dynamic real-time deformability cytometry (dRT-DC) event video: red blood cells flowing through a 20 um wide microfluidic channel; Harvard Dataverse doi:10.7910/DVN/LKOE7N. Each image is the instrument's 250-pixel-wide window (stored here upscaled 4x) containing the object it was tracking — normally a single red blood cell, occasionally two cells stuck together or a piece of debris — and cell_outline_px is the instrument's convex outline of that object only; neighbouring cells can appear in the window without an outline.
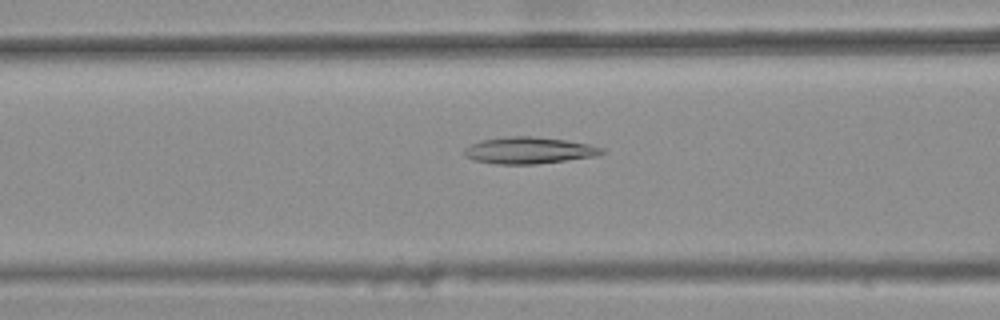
{"species": "common noctule bat (a hibernating species)", "species_latin": "Nyctalus noctula", "temperature_condition": "warm", "stored_images_in_passage": 38, "camera_frame_rate_fps": 3000, "um_per_image_px": 0.085, "animal": {"sex": "female", "body_mass_g": 25.1}, "frame": {"image": 1, "passage_image": 12, "time_ms": 3.667, "image_size_px": [1000, 320], "cell_outline_px": [[608, 152], [600, 156], [536, 164], [496, 164], [472, 160], [464, 156], [464, 148], [480, 140], [508, 136], [532, 136], [564, 140], [588, 144], [604, 148]], "centroid_in_image_um": [44.99, 12.79], "position_along_channel_um": 121.6, "area_um2": 21.62}}
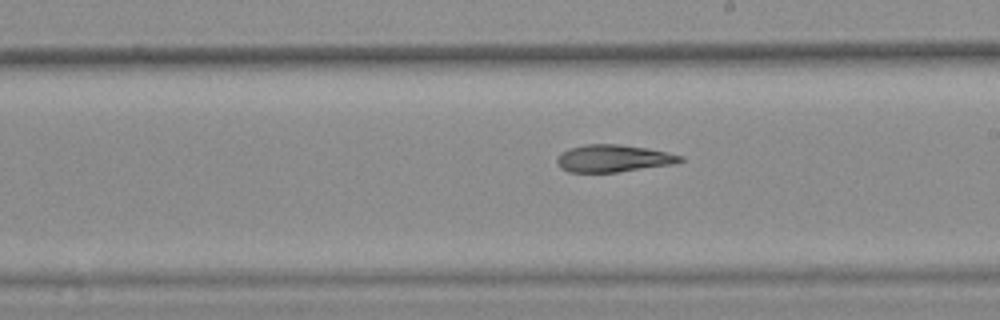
{"frame": {"image": 2, "passage_image": 21, "time_ms": 6.667, "image_size_px": [1000, 320], "cell_outline_px": [[684, 160], [672, 164], [616, 172], [568, 172], [560, 168], [556, 160], [568, 148], [584, 144], [620, 144], [648, 148], [684, 156]], "centroid_in_image_um": [52.13, 13.45], "position_along_channel_um": 236.9, "area_um2": 19.48}}
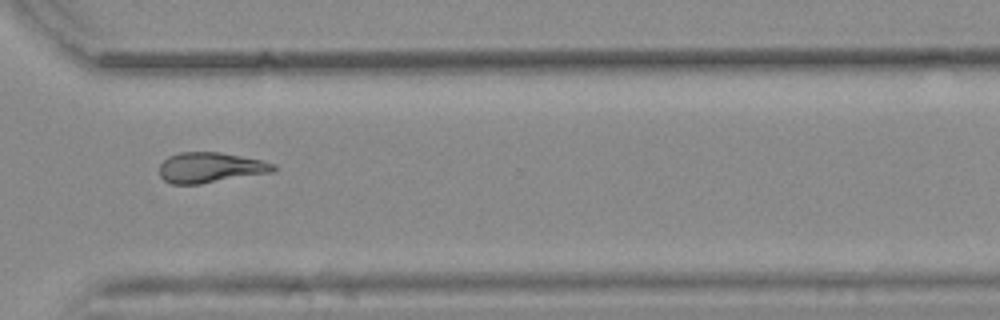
{"frame": {"image": 3, "passage_image": 30, "time_ms": 9.667, "image_size_px": [1000, 320], "cell_outline_px": [[276, 168], [272, 172], [200, 184], [172, 184], [164, 180], [160, 176], [160, 164], [168, 156], [180, 152], [220, 152], [260, 160], [276, 164]], "centroid_in_image_um": [17.86, 14.24], "position_along_channel_um": 352.7, "area_um2": 20.06}, "authors_computed_cell_mechanics": {"area_um2": 20.1433, "velocity_mm_per_s": 3.8482, "shape_relaxation_time_tau1_ms": null, "shape_relaxation_time_tau2_ms": 5.7893, "deformation_change_tau1": null, "deformation_change_tau2": 0.1576}}